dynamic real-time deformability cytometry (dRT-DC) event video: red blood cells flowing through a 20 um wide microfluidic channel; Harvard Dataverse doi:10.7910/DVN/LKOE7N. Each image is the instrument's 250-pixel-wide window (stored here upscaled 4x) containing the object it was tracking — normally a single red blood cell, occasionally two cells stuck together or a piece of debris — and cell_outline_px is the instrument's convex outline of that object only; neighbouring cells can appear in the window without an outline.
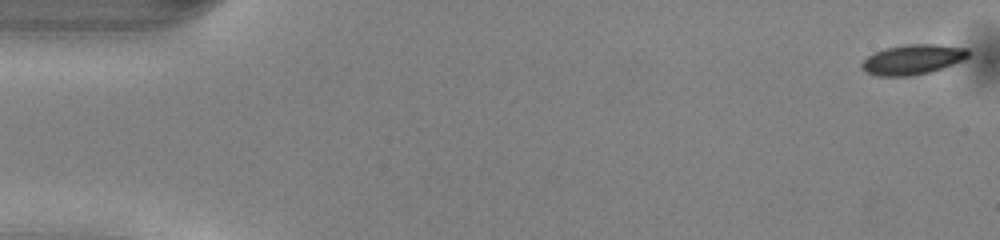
{"species": "common noctule bat (a hibernating species)", "species_latin": "Nyctalus noctula", "temperature_condition": "warm", "stored_images_in_passage": 13, "camera_frame_rate_fps": 3000, "um_per_image_px": 0.085, "animal": {"sex": "male", "body_mass_g": 13.0, "forearm_length_mm": 53.1}, "frame": {"image": 1, "passage_image": 1, "time_ms": 0.0, "image_size_px": [1000, 240], "cell_outline_px": [[968, 56], [964, 60], [944, 68], [932, 72], [912, 76], [876, 76], [864, 72], [860, 68], [860, 64], [868, 56], [884, 48], [904, 44], [936, 44], [968, 48]], "centroid_in_image_um": [77.57, 5.07], "position_along_channel_um": 7.4, "area_um2": 18.96}}